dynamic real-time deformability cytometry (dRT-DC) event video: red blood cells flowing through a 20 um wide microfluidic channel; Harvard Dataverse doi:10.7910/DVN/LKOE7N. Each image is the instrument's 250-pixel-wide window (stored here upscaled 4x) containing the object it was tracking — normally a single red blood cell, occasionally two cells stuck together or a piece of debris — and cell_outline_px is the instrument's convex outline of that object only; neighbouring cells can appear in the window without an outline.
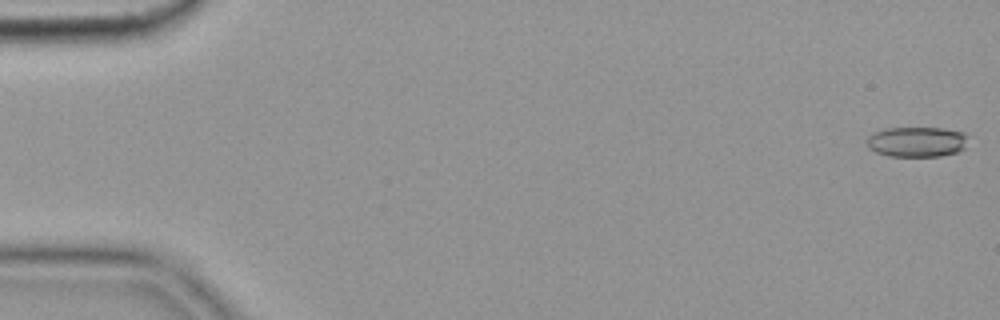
{"species": "common noctule bat (a hibernating species)", "species_latin": "Nyctalus noctula", "temperature_condition": "cold", "stored_images_in_passage": 55, "camera_frame_rate_fps": 3000, "um_per_image_px": 0.085, "animal": {"sex": "female", "body_mass_g": 19.9}, "frame": {"image": 1, "passage_image": 1, "time_ms": 0.0, "image_size_px": [1000, 320], "cell_outline_px": [[968, 136], [964, 148], [956, 152], [940, 156], [888, 156], [876, 152], [868, 148], [868, 136], [872, 132], [884, 128], [940, 128], [964, 132]], "centroid_in_image_um": [77.91, 12.05], "position_along_channel_um": 7.1, "area_um2": 17.86}}
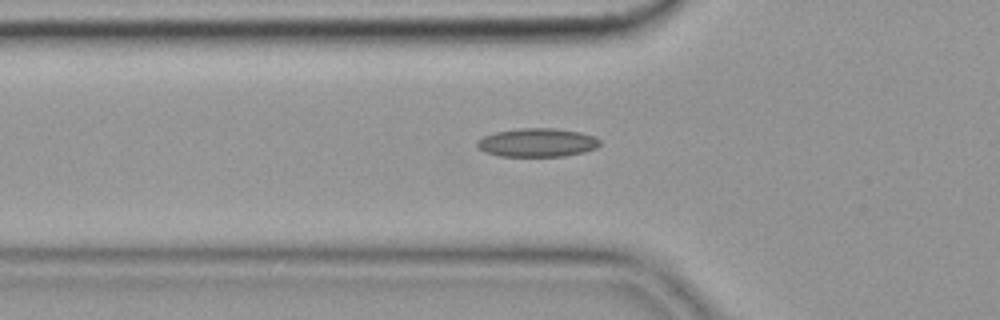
{"frame": {"image": 2, "passage_image": 19, "time_ms": 6.0, "image_size_px": [1000, 320], "cell_outline_px": [[600, 144], [596, 148], [584, 152], [564, 156], [500, 156], [484, 152], [476, 144], [476, 140], [484, 136], [496, 132], [524, 128], [556, 128], [580, 132], [596, 136], [600, 140]], "centroid_in_image_um": [45.69, 12.12], "position_along_channel_um": 80.1, "area_um2": 20.46}}
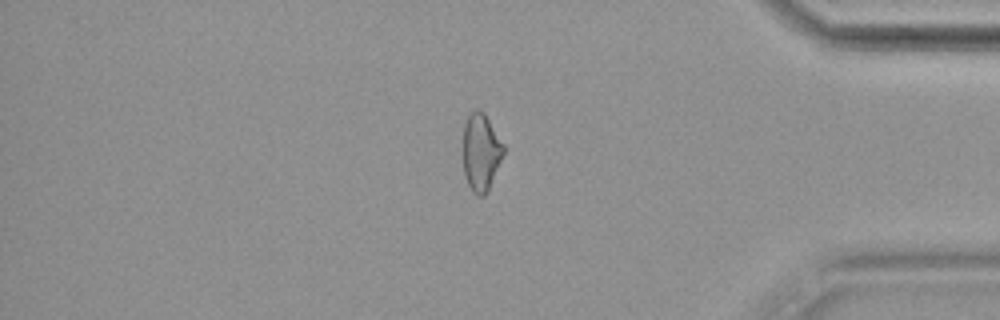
{"frame": {"image": 3, "passage_image": 47, "time_ms": 15.333, "image_size_px": [1000, 320], "cell_outline_px": [[504, 152], [488, 188], [484, 196], [476, 196], [472, 192], [464, 176], [464, 124], [468, 116], [476, 108], [484, 112], [504, 144]], "centroid_in_image_um": [40.87, 12.92], "position_along_channel_um": 394.3, "area_um2": 17.98}, "authors_computed_cell_mechanics": {"area_um2": 18.6694, "velocity_mm_per_s": 3.6456, "shape_relaxation_time_tau1_ms": null, "shape_relaxation_time_tau2_ms": 4.5113, "deformation_change_tau1": null, "deformation_change_tau2": 0.1153}}